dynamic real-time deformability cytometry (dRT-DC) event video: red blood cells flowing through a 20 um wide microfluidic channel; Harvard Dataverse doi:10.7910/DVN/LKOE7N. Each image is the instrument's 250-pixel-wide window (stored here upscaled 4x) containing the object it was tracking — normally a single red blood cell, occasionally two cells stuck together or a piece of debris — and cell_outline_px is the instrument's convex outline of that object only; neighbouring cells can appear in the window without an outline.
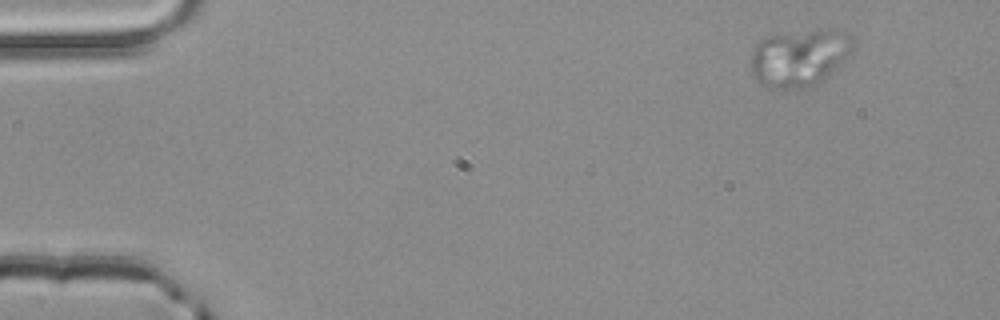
{"species": "common noctule bat (a hibernating species)", "species_latin": "Nyctalus noctula", "temperature_condition": "room temperature", "stored_images_in_passage": 4, "camera_frame_rate_fps": 3000, "um_per_image_px": 0.085, "animal": {"sex": "male", "body_mass_g": 20.4}, "frame": {"image": 1, "passage_image": 1, "time_ms": 0.0, "image_size_px": [1000, 320], "cell_outline_px": [[852, 48], [836, 68], [828, 76], [816, 84], [804, 88], [768, 88], [760, 84], [752, 76], [752, 52], [756, 44], [760, 40], [768, 36], [816, 28], [832, 28], [852, 36]], "centroid_in_image_um": [67.92, 4.88], "position_along_channel_um": 17.1, "area_um2": 33.99}}
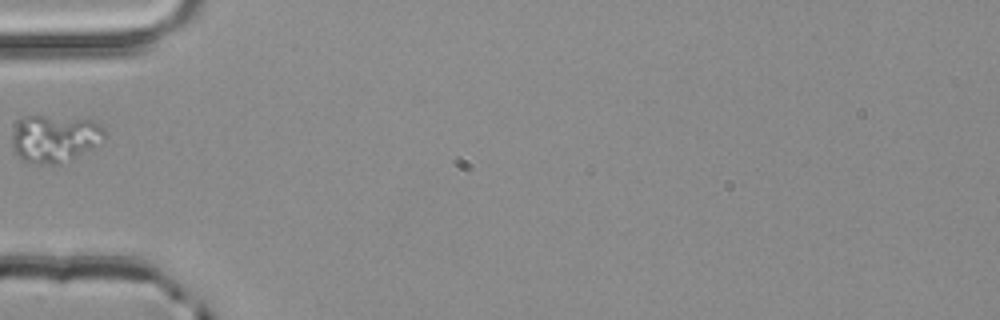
{"frame": {"image": 2, "passage_image": 4, "time_ms": 1.0, "image_size_px": [1000, 320], "cell_outline_px": [[104, 136], [88, 148], [56, 164], [40, 164], [24, 160], [12, 148], [12, 132], [16, 124], [24, 116], [44, 116], [92, 120], [100, 124], [104, 128]], "centroid_in_image_um": [4.56, 11.73], "position_along_channel_um": 80.4, "area_um2": 24.51}}